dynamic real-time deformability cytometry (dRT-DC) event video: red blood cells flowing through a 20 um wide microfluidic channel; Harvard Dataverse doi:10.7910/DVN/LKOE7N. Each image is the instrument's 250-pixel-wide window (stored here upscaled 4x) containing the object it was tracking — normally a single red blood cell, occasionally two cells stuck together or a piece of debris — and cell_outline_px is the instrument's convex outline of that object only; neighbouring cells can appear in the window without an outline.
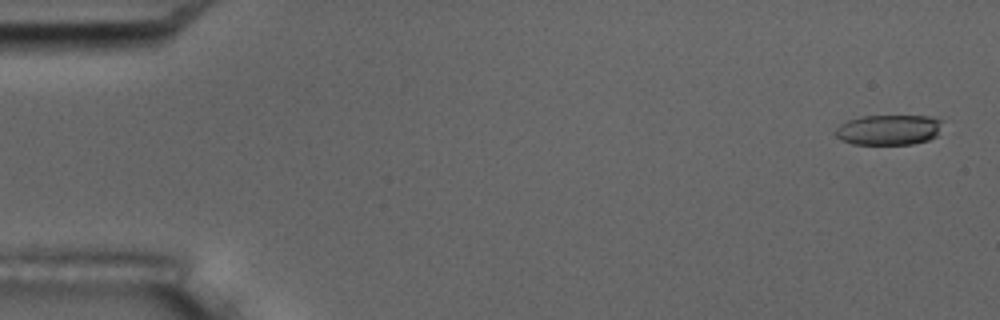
{"species": "common noctule bat (a hibernating species)", "species_latin": "Nyctalus noctula", "temperature_condition": "room temperature", "stored_images_in_passage": 6, "camera_frame_rate_fps": 3000, "um_per_image_px": 0.085, "animal": {"sex": "male", "body_mass_g": 17.5, "forearm_length_mm": 52.3}, "frame": {"image": 1, "passage_image": 1, "time_ms": 0.0, "image_size_px": [1000, 320], "cell_outline_px": [[940, 120], [936, 136], [928, 140], [912, 144], [852, 144], [840, 140], [836, 136], [836, 128], [840, 124], [848, 120], [864, 116], [932, 116]], "centroid_in_image_um": [75.49, 11.04], "position_along_channel_um": 9.5, "area_um2": 18.67}}
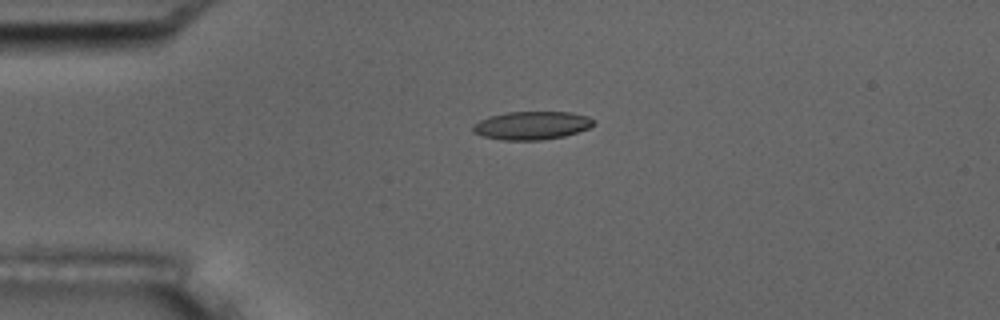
{"frame": {"image": 2, "passage_image": 6, "time_ms": 6.667, "image_size_px": [1000, 320], "cell_outline_px": [[596, 124], [588, 128], [564, 136], [540, 140], [500, 140], [484, 136], [472, 132], [472, 124], [488, 116], [508, 112], [572, 112], [588, 116], [596, 120]], "centroid_in_image_um": [45.2, 10.66], "position_along_channel_um": 39.8, "area_um2": 20.0}}